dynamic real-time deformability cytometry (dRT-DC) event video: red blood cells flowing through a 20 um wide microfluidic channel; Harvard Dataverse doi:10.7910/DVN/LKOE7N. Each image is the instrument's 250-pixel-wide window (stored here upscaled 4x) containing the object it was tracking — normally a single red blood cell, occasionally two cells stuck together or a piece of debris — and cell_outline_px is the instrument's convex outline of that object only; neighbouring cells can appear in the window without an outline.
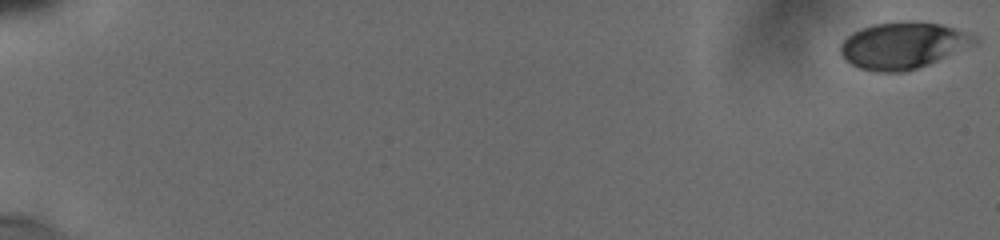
{"species": "human", "species_latin": "Homo sapiens", "temperature_condition": "cold", "stored_images_in_passage": 28, "camera_frame_rate_fps": 3000, "um_per_image_px": 0.085, "donor": {"sex": "male"}, "frame": {"image": 1, "passage_image": 1, "time_ms": 0.0, "image_size_px": [1000, 240], "cell_outline_px": [[980, 40], [976, 44], [928, 64], [904, 72], [876, 72], [860, 68], [852, 64], [840, 52], [840, 44], [852, 32], [860, 28], [876, 24], [940, 24], [980, 36]], "centroid_in_image_um": [76.78, 3.9], "position_along_channel_um": 8.2, "area_um2": 35.43}}
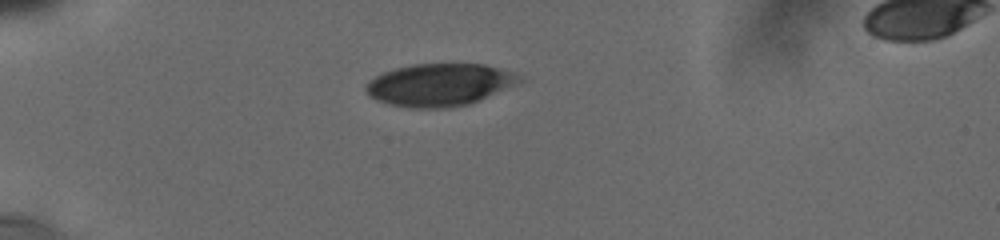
{"frame": {"image": 2, "passage_image": 23, "time_ms": 5.667, "image_size_px": [1000, 240], "cell_outline_px": [[524, 80], [480, 100], [468, 104], [452, 108], [408, 108], [388, 104], [376, 100], [368, 96], [364, 88], [376, 76], [384, 72], [396, 68], [416, 64], [484, 64], [508, 72]], "centroid_in_image_um": [37.29, 7.23], "position_along_channel_um": 47.7, "area_um2": 37.51}}